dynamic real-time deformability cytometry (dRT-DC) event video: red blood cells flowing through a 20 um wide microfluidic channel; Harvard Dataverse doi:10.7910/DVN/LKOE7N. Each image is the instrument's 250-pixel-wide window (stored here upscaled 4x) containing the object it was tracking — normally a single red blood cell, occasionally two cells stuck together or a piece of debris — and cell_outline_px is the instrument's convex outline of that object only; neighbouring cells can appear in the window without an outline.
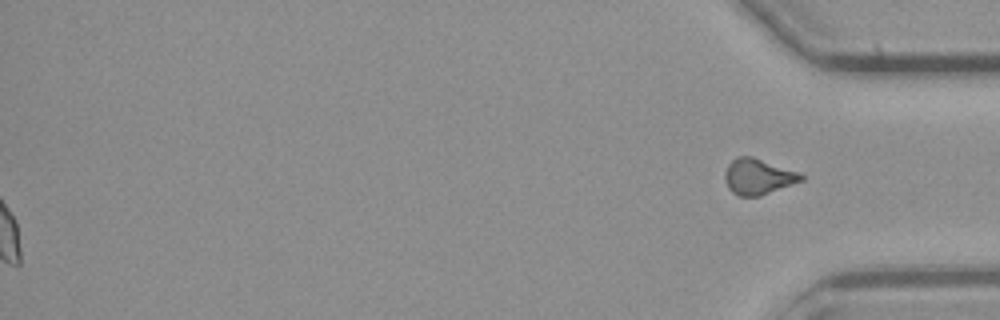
{"species": "common noctule bat (a hibernating species)", "species_latin": "Nyctalus noctula", "temperature_condition": "cold", "stored_images_in_passage": 57, "segment_of_instrument_passage": [2, 2], "camera_frame_rate_fps": 3000, "um_per_image_px": 0.085, "animal": {"sex": "male", "body_mass_g": 23.1, "forearm_length_mm": 52.7}, "frame": {"image": 1, "passage_image": 57, "time_ms": 18.667, "image_size_px": [1000, 320], "cell_outline_px": [[804, 180], [760, 196], [736, 196], [728, 188], [724, 180], [724, 172], [728, 164], [736, 156], [752, 156], [800, 172], [804, 176]], "centroid_in_image_um": [64.42, 15.01], "position_along_channel_um": 370.8, "area_um2": 16.13}}